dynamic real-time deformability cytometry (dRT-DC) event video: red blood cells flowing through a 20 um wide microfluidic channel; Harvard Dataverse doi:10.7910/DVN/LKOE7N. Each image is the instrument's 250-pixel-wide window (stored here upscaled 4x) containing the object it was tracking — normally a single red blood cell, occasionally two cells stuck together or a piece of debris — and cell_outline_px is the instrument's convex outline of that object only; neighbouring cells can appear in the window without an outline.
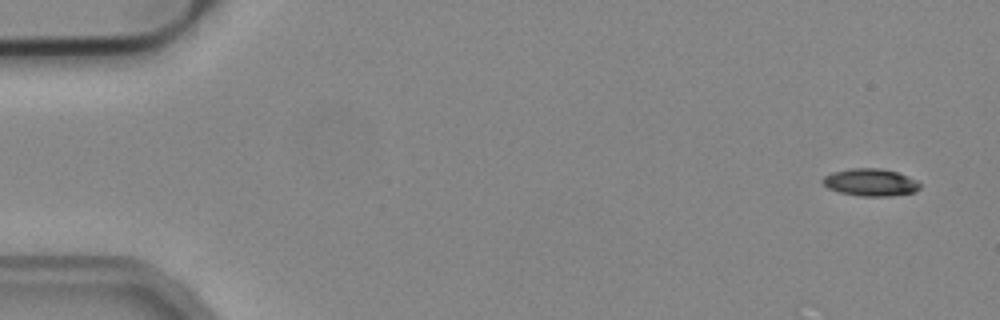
{"species": "common noctule bat (a hibernating species)", "species_latin": "Nyctalus noctula", "temperature_condition": "cold", "stored_images_in_passage": 51, "camera_frame_rate_fps": 3000, "um_per_image_px": 0.085, "animal": {"sex": "male", "body_mass_g": 19.2, "forearm_length_mm": 51.8}, "frame": {"image": 1, "passage_image": 1, "time_ms": 0.0, "image_size_px": [1000, 320], "cell_outline_px": [[920, 188], [916, 192], [892, 196], [860, 196], [840, 192], [828, 188], [820, 180], [824, 176], [832, 172], [852, 168], [880, 168], [896, 172], [908, 176], [916, 180], [920, 184]], "centroid_in_image_um": [74.0, 15.5], "position_along_channel_um": 11.0, "area_um2": 15.55}}
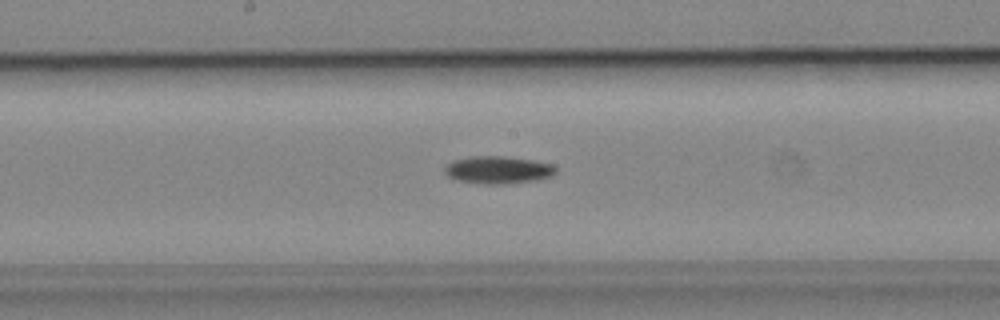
{"frame": {"image": 2, "passage_image": 26, "time_ms": 8.333, "image_size_px": [1000, 320], "cell_outline_px": [[556, 172], [552, 176], [536, 180], [504, 184], [488, 184], [456, 180], [448, 176], [444, 172], [444, 168], [452, 160], [472, 156], [504, 156], [532, 160], [552, 164], [556, 168]], "centroid_in_image_um": [42.33, 14.44], "position_along_channel_um": 205.9, "area_um2": 17.8}}
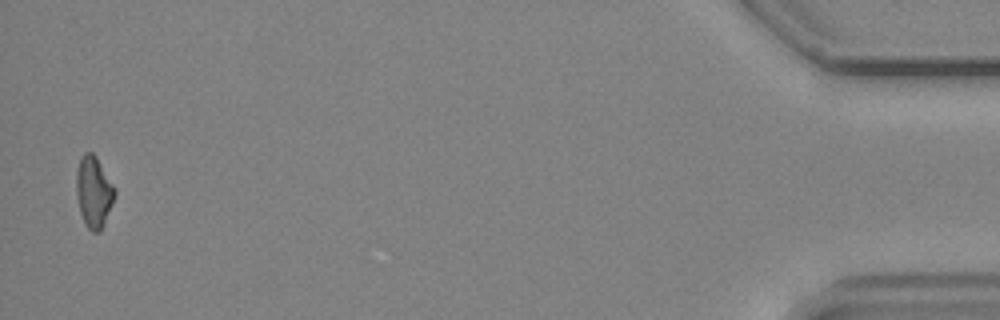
{"frame": {"image": 3, "passage_image": 50, "time_ms": 16.333, "image_size_px": [1000, 320], "cell_outline_px": [[116, 192], [112, 204], [104, 224], [100, 232], [92, 232], [88, 228], [80, 212], [76, 196], [76, 172], [80, 156], [84, 152], [92, 152], [96, 156], [116, 188]], "centroid_in_image_um": [7.96, 16.28], "position_along_channel_um": 427.2, "area_um2": 16.07}, "authors_computed_cell_mechanics": {"area_um2": 16.184, "velocity_mm_per_s": 3.935, "shape_relaxation_time_tau1_ms": 7.8567, "shape_relaxation_time_tau2_ms": null, "deformation_change_tau1": 0.1681, "deformation_change_tau2": null}}